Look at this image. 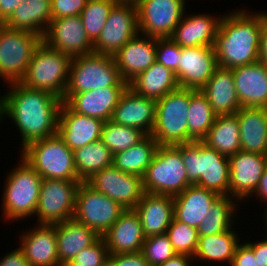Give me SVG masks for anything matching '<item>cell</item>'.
Segmentation results:
<instances>
[{"label":"cell","mask_w":267,"mask_h":266,"mask_svg":"<svg viewBox=\"0 0 267 266\" xmlns=\"http://www.w3.org/2000/svg\"><path fill=\"white\" fill-rule=\"evenodd\" d=\"M81 181L42 179L36 207V224L53 225L73 219L76 192Z\"/></svg>","instance_id":"7c38bea8"},{"label":"cell","mask_w":267,"mask_h":266,"mask_svg":"<svg viewBox=\"0 0 267 266\" xmlns=\"http://www.w3.org/2000/svg\"><path fill=\"white\" fill-rule=\"evenodd\" d=\"M139 96L161 99L179 88L175 73L155 61L148 69L138 74L128 83Z\"/></svg>","instance_id":"1f68e13d"},{"label":"cell","mask_w":267,"mask_h":266,"mask_svg":"<svg viewBox=\"0 0 267 266\" xmlns=\"http://www.w3.org/2000/svg\"><path fill=\"white\" fill-rule=\"evenodd\" d=\"M262 11L233 10L222 16L214 40L219 67L233 69L259 61Z\"/></svg>","instance_id":"7a4b0ae2"},{"label":"cell","mask_w":267,"mask_h":266,"mask_svg":"<svg viewBox=\"0 0 267 266\" xmlns=\"http://www.w3.org/2000/svg\"><path fill=\"white\" fill-rule=\"evenodd\" d=\"M190 185L180 151L175 146L159 145L142 177L144 192L174 197Z\"/></svg>","instance_id":"ba28073f"},{"label":"cell","mask_w":267,"mask_h":266,"mask_svg":"<svg viewBox=\"0 0 267 266\" xmlns=\"http://www.w3.org/2000/svg\"><path fill=\"white\" fill-rule=\"evenodd\" d=\"M86 183L126 210L134 209L144 193L141 177L124 173L113 165L94 174Z\"/></svg>","instance_id":"2e32d148"},{"label":"cell","mask_w":267,"mask_h":266,"mask_svg":"<svg viewBox=\"0 0 267 266\" xmlns=\"http://www.w3.org/2000/svg\"><path fill=\"white\" fill-rule=\"evenodd\" d=\"M51 20V0H24L4 25L43 36Z\"/></svg>","instance_id":"d6a6232c"},{"label":"cell","mask_w":267,"mask_h":266,"mask_svg":"<svg viewBox=\"0 0 267 266\" xmlns=\"http://www.w3.org/2000/svg\"><path fill=\"white\" fill-rule=\"evenodd\" d=\"M125 210L86 182L79 184L73 219L94 230L99 236H103Z\"/></svg>","instance_id":"8fae6325"},{"label":"cell","mask_w":267,"mask_h":266,"mask_svg":"<svg viewBox=\"0 0 267 266\" xmlns=\"http://www.w3.org/2000/svg\"><path fill=\"white\" fill-rule=\"evenodd\" d=\"M232 227L230 230L208 236H201L198 239V246L193 256L194 261L204 263H227L231 264L237 246L241 243ZM202 260V261H200Z\"/></svg>","instance_id":"836d02e7"},{"label":"cell","mask_w":267,"mask_h":266,"mask_svg":"<svg viewBox=\"0 0 267 266\" xmlns=\"http://www.w3.org/2000/svg\"><path fill=\"white\" fill-rule=\"evenodd\" d=\"M102 238L109 254L140 252L146 239L140 217L134 209L125 210Z\"/></svg>","instance_id":"cb8c5ba5"},{"label":"cell","mask_w":267,"mask_h":266,"mask_svg":"<svg viewBox=\"0 0 267 266\" xmlns=\"http://www.w3.org/2000/svg\"><path fill=\"white\" fill-rule=\"evenodd\" d=\"M43 179L80 181L74 164V152L58 134L28 144L20 151Z\"/></svg>","instance_id":"5b68a950"},{"label":"cell","mask_w":267,"mask_h":266,"mask_svg":"<svg viewBox=\"0 0 267 266\" xmlns=\"http://www.w3.org/2000/svg\"><path fill=\"white\" fill-rule=\"evenodd\" d=\"M157 38L138 33L114 55V61L124 81L129 83L156 61Z\"/></svg>","instance_id":"603a6c76"},{"label":"cell","mask_w":267,"mask_h":266,"mask_svg":"<svg viewBox=\"0 0 267 266\" xmlns=\"http://www.w3.org/2000/svg\"><path fill=\"white\" fill-rule=\"evenodd\" d=\"M193 257L185 254H176L173 258L168 259L159 266H192Z\"/></svg>","instance_id":"11a10c76"},{"label":"cell","mask_w":267,"mask_h":266,"mask_svg":"<svg viewBox=\"0 0 267 266\" xmlns=\"http://www.w3.org/2000/svg\"><path fill=\"white\" fill-rule=\"evenodd\" d=\"M259 240H248L245 243L253 250L254 256H257L258 266H267V239L264 237Z\"/></svg>","instance_id":"f907efd6"},{"label":"cell","mask_w":267,"mask_h":266,"mask_svg":"<svg viewBox=\"0 0 267 266\" xmlns=\"http://www.w3.org/2000/svg\"><path fill=\"white\" fill-rule=\"evenodd\" d=\"M118 1H131V2H136L137 0H118Z\"/></svg>","instance_id":"680465c9"},{"label":"cell","mask_w":267,"mask_h":266,"mask_svg":"<svg viewBox=\"0 0 267 266\" xmlns=\"http://www.w3.org/2000/svg\"><path fill=\"white\" fill-rule=\"evenodd\" d=\"M141 252L149 266H159L177 254L166 233L146 237Z\"/></svg>","instance_id":"7bdbcfd3"},{"label":"cell","mask_w":267,"mask_h":266,"mask_svg":"<svg viewBox=\"0 0 267 266\" xmlns=\"http://www.w3.org/2000/svg\"><path fill=\"white\" fill-rule=\"evenodd\" d=\"M18 165L11 168L5 177L2 192L3 220L17 222V220L32 218L36 212L42 177L21 157Z\"/></svg>","instance_id":"277c9868"},{"label":"cell","mask_w":267,"mask_h":266,"mask_svg":"<svg viewBox=\"0 0 267 266\" xmlns=\"http://www.w3.org/2000/svg\"><path fill=\"white\" fill-rule=\"evenodd\" d=\"M20 235L19 247L25 253L29 266H61L54 225L37 224Z\"/></svg>","instance_id":"7402d4cb"},{"label":"cell","mask_w":267,"mask_h":266,"mask_svg":"<svg viewBox=\"0 0 267 266\" xmlns=\"http://www.w3.org/2000/svg\"><path fill=\"white\" fill-rule=\"evenodd\" d=\"M42 42L71 57L94 52V45L86 34L80 16L52 19L42 36Z\"/></svg>","instance_id":"9a60e30c"},{"label":"cell","mask_w":267,"mask_h":266,"mask_svg":"<svg viewBox=\"0 0 267 266\" xmlns=\"http://www.w3.org/2000/svg\"><path fill=\"white\" fill-rule=\"evenodd\" d=\"M118 2V0H88L85 8L81 11L79 15L82 24L84 25L86 34L90 41L94 43L108 17L112 7Z\"/></svg>","instance_id":"60d3db41"},{"label":"cell","mask_w":267,"mask_h":266,"mask_svg":"<svg viewBox=\"0 0 267 266\" xmlns=\"http://www.w3.org/2000/svg\"><path fill=\"white\" fill-rule=\"evenodd\" d=\"M201 141L226 157L236 154L241 150L237 116H217L213 126Z\"/></svg>","instance_id":"e575fe53"},{"label":"cell","mask_w":267,"mask_h":266,"mask_svg":"<svg viewBox=\"0 0 267 266\" xmlns=\"http://www.w3.org/2000/svg\"><path fill=\"white\" fill-rule=\"evenodd\" d=\"M230 167L229 196L239 204L248 201L267 168V155L238 151L228 157ZM248 198V199H247Z\"/></svg>","instance_id":"e0dca14e"},{"label":"cell","mask_w":267,"mask_h":266,"mask_svg":"<svg viewBox=\"0 0 267 266\" xmlns=\"http://www.w3.org/2000/svg\"><path fill=\"white\" fill-rule=\"evenodd\" d=\"M41 42L39 34L0 24V78L6 85L25 77L34 50Z\"/></svg>","instance_id":"30bf717a"},{"label":"cell","mask_w":267,"mask_h":266,"mask_svg":"<svg viewBox=\"0 0 267 266\" xmlns=\"http://www.w3.org/2000/svg\"><path fill=\"white\" fill-rule=\"evenodd\" d=\"M135 3L139 33L154 38H170L187 7V0H137Z\"/></svg>","instance_id":"4fadbf2b"},{"label":"cell","mask_w":267,"mask_h":266,"mask_svg":"<svg viewBox=\"0 0 267 266\" xmlns=\"http://www.w3.org/2000/svg\"><path fill=\"white\" fill-rule=\"evenodd\" d=\"M108 257L105 240L100 236L92 245L76 254L66 266H106Z\"/></svg>","instance_id":"ee69618b"},{"label":"cell","mask_w":267,"mask_h":266,"mask_svg":"<svg viewBox=\"0 0 267 266\" xmlns=\"http://www.w3.org/2000/svg\"><path fill=\"white\" fill-rule=\"evenodd\" d=\"M159 145L151 135L138 144L113 155L112 165L120 171L143 177Z\"/></svg>","instance_id":"d590c367"},{"label":"cell","mask_w":267,"mask_h":266,"mask_svg":"<svg viewBox=\"0 0 267 266\" xmlns=\"http://www.w3.org/2000/svg\"><path fill=\"white\" fill-rule=\"evenodd\" d=\"M252 196H254L257 201L259 200V203L263 202L264 205L267 204V168L264 170L259 185Z\"/></svg>","instance_id":"db71d44e"},{"label":"cell","mask_w":267,"mask_h":266,"mask_svg":"<svg viewBox=\"0 0 267 266\" xmlns=\"http://www.w3.org/2000/svg\"><path fill=\"white\" fill-rule=\"evenodd\" d=\"M177 82L180 88L200 91L219 67L212 46L181 47Z\"/></svg>","instance_id":"ac0fdd59"},{"label":"cell","mask_w":267,"mask_h":266,"mask_svg":"<svg viewBox=\"0 0 267 266\" xmlns=\"http://www.w3.org/2000/svg\"><path fill=\"white\" fill-rule=\"evenodd\" d=\"M263 215H264V217H263L264 220H263V221L265 222L264 224H266V225H264V227H263V228H265V230H266V231H265L266 233L264 234V237L267 239V205H266L265 208H264V213H263ZM265 235H266V236H265Z\"/></svg>","instance_id":"9f6ffc18"},{"label":"cell","mask_w":267,"mask_h":266,"mask_svg":"<svg viewBox=\"0 0 267 266\" xmlns=\"http://www.w3.org/2000/svg\"><path fill=\"white\" fill-rule=\"evenodd\" d=\"M88 0H51L52 19L79 16Z\"/></svg>","instance_id":"bcb514c9"},{"label":"cell","mask_w":267,"mask_h":266,"mask_svg":"<svg viewBox=\"0 0 267 266\" xmlns=\"http://www.w3.org/2000/svg\"><path fill=\"white\" fill-rule=\"evenodd\" d=\"M24 0H0V24H4Z\"/></svg>","instance_id":"f5cc1de1"},{"label":"cell","mask_w":267,"mask_h":266,"mask_svg":"<svg viewBox=\"0 0 267 266\" xmlns=\"http://www.w3.org/2000/svg\"><path fill=\"white\" fill-rule=\"evenodd\" d=\"M74 152V164L81 182H86L94 174L112 165L113 155L101 141L89 143Z\"/></svg>","instance_id":"8d00e7d4"},{"label":"cell","mask_w":267,"mask_h":266,"mask_svg":"<svg viewBox=\"0 0 267 266\" xmlns=\"http://www.w3.org/2000/svg\"><path fill=\"white\" fill-rule=\"evenodd\" d=\"M235 115L239 123L241 150L267 155V108L241 107Z\"/></svg>","instance_id":"f1b7e54d"},{"label":"cell","mask_w":267,"mask_h":266,"mask_svg":"<svg viewBox=\"0 0 267 266\" xmlns=\"http://www.w3.org/2000/svg\"><path fill=\"white\" fill-rule=\"evenodd\" d=\"M241 107L267 108V68L257 61L232 69Z\"/></svg>","instance_id":"d4e9b609"},{"label":"cell","mask_w":267,"mask_h":266,"mask_svg":"<svg viewBox=\"0 0 267 266\" xmlns=\"http://www.w3.org/2000/svg\"><path fill=\"white\" fill-rule=\"evenodd\" d=\"M138 33L136 3L118 1L112 7L98 39L93 43L94 53L113 56Z\"/></svg>","instance_id":"5bb4252c"},{"label":"cell","mask_w":267,"mask_h":266,"mask_svg":"<svg viewBox=\"0 0 267 266\" xmlns=\"http://www.w3.org/2000/svg\"><path fill=\"white\" fill-rule=\"evenodd\" d=\"M128 86H111L81 93H64L63 102L74 112L104 122L111 120L121 94Z\"/></svg>","instance_id":"d6986e66"},{"label":"cell","mask_w":267,"mask_h":266,"mask_svg":"<svg viewBox=\"0 0 267 266\" xmlns=\"http://www.w3.org/2000/svg\"><path fill=\"white\" fill-rule=\"evenodd\" d=\"M156 119V100L139 96L130 87L121 94L111 120L151 135Z\"/></svg>","instance_id":"ffe728a7"},{"label":"cell","mask_w":267,"mask_h":266,"mask_svg":"<svg viewBox=\"0 0 267 266\" xmlns=\"http://www.w3.org/2000/svg\"><path fill=\"white\" fill-rule=\"evenodd\" d=\"M190 89L178 88L156 100V119L151 136L158 145L194 142L188 135Z\"/></svg>","instance_id":"52a82bcc"},{"label":"cell","mask_w":267,"mask_h":266,"mask_svg":"<svg viewBox=\"0 0 267 266\" xmlns=\"http://www.w3.org/2000/svg\"><path fill=\"white\" fill-rule=\"evenodd\" d=\"M57 235L59 263L66 266L84 248L92 245L100 236L74 219L53 224Z\"/></svg>","instance_id":"4dcf8cb0"},{"label":"cell","mask_w":267,"mask_h":266,"mask_svg":"<svg viewBox=\"0 0 267 266\" xmlns=\"http://www.w3.org/2000/svg\"><path fill=\"white\" fill-rule=\"evenodd\" d=\"M200 91L217 116L234 115L241 108L232 69L218 67Z\"/></svg>","instance_id":"f546056e"},{"label":"cell","mask_w":267,"mask_h":266,"mask_svg":"<svg viewBox=\"0 0 267 266\" xmlns=\"http://www.w3.org/2000/svg\"><path fill=\"white\" fill-rule=\"evenodd\" d=\"M5 254L0 259V266H29L25 253L19 246L8 253L5 252Z\"/></svg>","instance_id":"681fc988"},{"label":"cell","mask_w":267,"mask_h":266,"mask_svg":"<svg viewBox=\"0 0 267 266\" xmlns=\"http://www.w3.org/2000/svg\"><path fill=\"white\" fill-rule=\"evenodd\" d=\"M72 57L51 49L43 42L34 50L25 77V87L49 92L63 100Z\"/></svg>","instance_id":"8992f818"},{"label":"cell","mask_w":267,"mask_h":266,"mask_svg":"<svg viewBox=\"0 0 267 266\" xmlns=\"http://www.w3.org/2000/svg\"><path fill=\"white\" fill-rule=\"evenodd\" d=\"M230 266H258L257 256L245 241L237 246Z\"/></svg>","instance_id":"c3c4849f"},{"label":"cell","mask_w":267,"mask_h":266,"mask_svg":"<svg viewBox=\"0 0 267 266\" xmlns=\"http://www.w3.org/2000/svg\"><path fill=\"white\" fill-rule=\"evenodd\" d=\"M106 266H149L142 252L109 254Z\"/></svg>","instance_id":"7dc6e473"},{"label":"cell","mask_w":267,"mask_h":266,"mask_svg":"<svg viewBox=\"0 0 267 266\" xmlns=\"http://www.w3.org/2000/svg\"><path fill=\"white\" fill-rule=\"evenodd\" d=\"M134 211L145 237L165 234L174 217L173 196L144 192Z\"/></svg>","instance_id":"4316f807"},{"label":"cell","mask_w":267,"mask_h":266,"mask_svg":"<svg viewBox=\"0 0 267 266\" xmlns=\"http://www.w3.org/2000/svg\"><path fill=\"white\" fill-rule=\"evenodd\" d=\"M3 120V95L0 96V123Z\"/></svg>","instance_id":"6f0895ef"},{"label":"cell","mask_w":267,"mask_h":266,"mask_svg":"<svg viewBox=\"0 0 267 266\" xmlns=\"http://www.w3.org/2000/svg\"><path fill=\"white\" fill-rule=\"evenodd\" d=\"M259 61L267 68V11L262 10Z\"/></svg>","instance_id":"816d5d0a"},{"label":"cell","mask_w":267,"mask_h":266,"mask_svg":"<svg viewBox=\"0 0 267 266\" xmlns=\"http://www.w3.org/2000/svg\"><path fill=\"white\" fill-rule=\"evenodd\" d=\"M3 95V119L17 127L21 148L57 134L58 116L62 99L37 89L25 87L20 82L9 83Z\"/></svg>","instance_id":"6da1fadb"},{"label":"cell","mask_w":267,"mask_h":266,"mask_svg":"<svg viewBox=\"0 0 267 266\" xmlns=\"http://www.w3.org/2000/svg\"><path fill=\"white\" fill-rule=\"evenodd\" d=\"M218 197L213 191L190 185L173 197L174 218L197 229Z\"/></svg>","instance_id":"83f0119b"},{"label":"cell","mask_w":267,"mask_h":266,"mask_svg":"<svg viewBox=\"0 0 267 266\" xmlns=\"http://www.w3.org/2000/svg\"><path fill=\"white\" fill-rule=\"evenodd\" d=\"M239 202L231 196H219L210 206L209 215L205 216L197 228L198 236H208L230 230L235 226ZM235 218V219H234Z\"/></svg>","instance_id":"74e56055"},{"label":"cell","mask_w":267,"mask_h":266,"mask_svg":"<svg viewBox=\"0 0 267 266\" xmlns=\"http://www.w3.org/2000/svg\"><path fill=\"white\" fill-rule=\"evenodd\" d=\"M111 86H128L113 56L93 52L72 57L65 93H81Z\"/></svg>","instance_id":"9c48e42d"},{"label":"cell","mask_w":267,"mask_h":266,"mask_svg":"<svg viewBox=\"0 0 267 266\" xmlns=\"http://www.w3.org/2000/svg\"><path fill=\"white\" fill-rule=\"evenodd\" d=\"M222 16L200 12L187 15L185 12L170 38L180 47H213Z\"/></svg>","instance_id":"484cf974"},{"label":"cell","mask_w":267,"mask_h":266,"mask_svg":"<svg viewBox=\"0 0 267 266\" xmlns=\"http://www.w3.org/2000/svg\"><path fill=\"white\" fill-rule=\"evenodd\" d=\"M104 121L72 111L64 102L58 116L57 134L72 150L101 139Z\"/></svg>","instance_id":"44dd1931"},{"label":"cell","mask_w":267,"mask_h":266,"mask_svg":"<svg viewBox=\"0 0 267 266\" xmlns=\"http://www.w3.org/2000/svg\"><path fill=\"white\" fill-rule=\"evenodd\" d=\"M180 57L181 47L171 38H157L156 61L174 72L176 79Z\"/></svg>","instance_id":"f6af8a7d"},{"label":"cell","mask_w":267,"mask_h":266,"mask_svg":"<svg viewBox=\"0 0 267 266\" xmlns=\"http://www.w3.org/2000/svg\"><path fill=\"white\" fill-rule=\"evenodd\" d=\"M166 234L169 236L172 247L177 254L194 256L199 239L196 228L173 217Z\"/></svg>","instance_id":"b9f144b4"},{"label":"cell","mask_w":267,"mask_h":266,"mask_svg":"<svg viewBox=\"0 0 267 266\" xmlns=\"http://www.w3.org/2000/svg\"><path fill=\"white\" fill-rule=\"evenodd\" d=\"M146 136L139 129L119 125L112 120H108L103 124L100 140L108 147L112 155H114L138 144Z\"/></svg>","instance_id":"ab89813d"},{"label":"cell","mask_w":267,"mask_h":266,"mask_svg":"<svg viewBox=\"0 0 267 266\" xmlns=\"http://www.w3.org/2000/svg\"><path fill=\"white\" fill-rule=\"evenodd\" d=\"M217 115L208 99L201 93L190 89V105L188 110V135L194 141H201L213 126Z\"/></svg>","instance_id":"f35d334b"},{"label":"cell","mask_w":267,"mask_h":266,"mask_svg":"<svg viewBox=\"0 0 267 266\" xmlns=\"http://www.w3.org/2000/svg\"><path fill=\"white\" fill-rule=\"evenodd\" d=\"M181 153L192 185L229 196L230 167L228 157L202 141L174 145Z\"/></svg>","instance_id":"3957f363"}]
</instances>
